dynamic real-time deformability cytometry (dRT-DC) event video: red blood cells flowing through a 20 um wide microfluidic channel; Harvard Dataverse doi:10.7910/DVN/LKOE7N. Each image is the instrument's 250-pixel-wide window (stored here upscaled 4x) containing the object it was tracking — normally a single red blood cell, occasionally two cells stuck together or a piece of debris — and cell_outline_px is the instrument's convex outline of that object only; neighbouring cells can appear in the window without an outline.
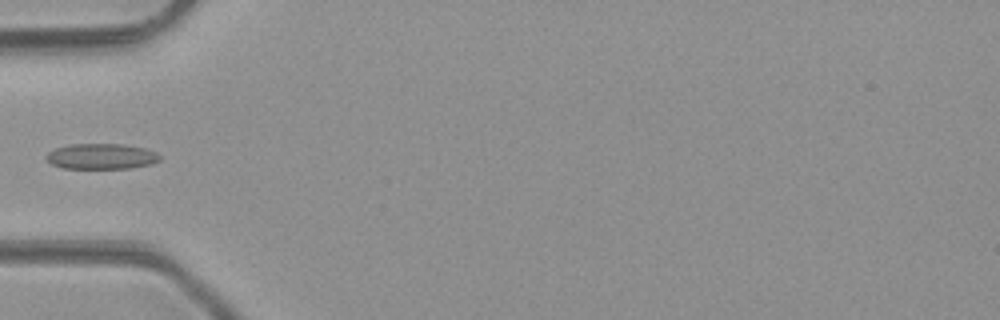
{"species": "common noctule bat (a hibernating species)", "species_latin": "Nyctalus noctula", "temperature_condition": "room temperature", "stored_images_in_passage": 33, "camera_frame_rate_fps": 3000, "um_per_image_px": 0.085, "animal": {"sex": "male", "body_mass_g": 23.1, "forearm_length_mm": 52.7}, "frame": {"image": 1, "passage_image": 1, "time_ms": 0.0, "image_size_px": [1000, 320], "cell_outline_px": [[160, 160], [152, 164], [128, 168], [60, 168], [52, 164], [44, 156], [48, 152], [56, 148], [72, 144], [124, 144], [144, 148], [156, 152], [160, 156]], "centroid_in_image_um": [8.61, 13.29], "position_along_channel_um": 76.4, "area_um2": 16.88}}
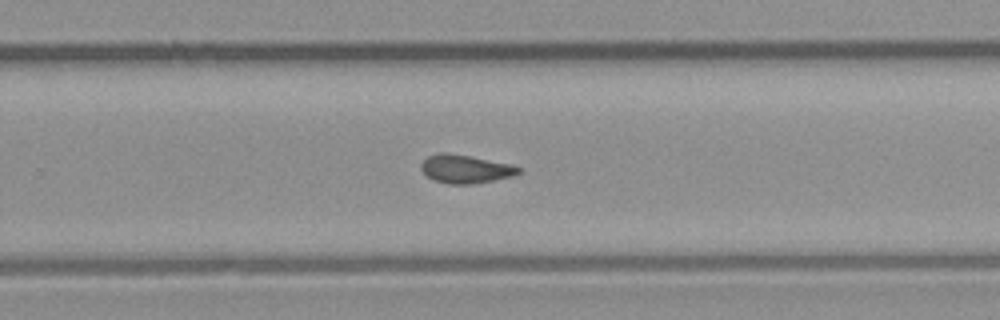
{"frame": {"image": 2, "passage_image": 16, "time_ms": 5.0, "image_size_px": [1000, 320], "cell_outline_px": [[520, 172], [512, 176], [476, 184], [448, 184], [432, 180], [420, 168], [420, 164], [428, 156], [468, 156], [512, 164], [520, 168]], "centroid_in_image_um": [39.61, 14.42], "position_along_channel_um": 290.2, "area_um2": 15.43}}
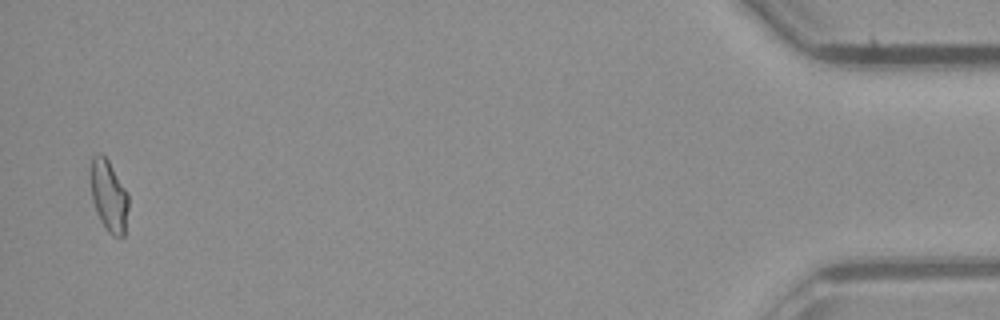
{"frame": {"image": 3, "passage_image": 32, "time_ms": 10.333, "image_size_px": [1000, 320], "cell_outline_px": [[128, 208], [124, 236], [120, 240], [112, 236], [108, 232], [100, 220], [96, 212], [92, 200], [92, 156], [100, 152], [108, 160], [128, 192]], "centroid_in_image_um": [9.28, 16.71], "position_along_channel_um": 425.9, "area_um2": 15.72}}